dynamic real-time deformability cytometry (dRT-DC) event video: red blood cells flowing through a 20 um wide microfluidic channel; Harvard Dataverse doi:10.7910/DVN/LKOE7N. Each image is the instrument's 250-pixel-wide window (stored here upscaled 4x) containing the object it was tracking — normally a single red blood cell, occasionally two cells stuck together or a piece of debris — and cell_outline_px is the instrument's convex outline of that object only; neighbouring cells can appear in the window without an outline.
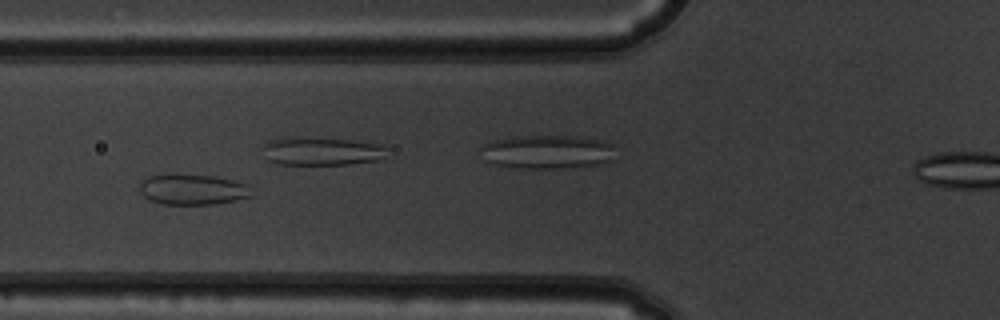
{"species": "common noctule bat (a hibernating species)", "species_latin": "Nyctalus noctula", "temperature_condition": "warm", "stored_images_in_passage": 43, "camera_frame_rate_fps": 3000, "um_per_image_px": 0.085, "animal": {"sex": "male", "body_mass_g": 19.5, "forearm_length_mm": 54.6}, "frame": {"image": 1, "passage_image": 19, "time_ms": 6.0, "image_size_px": [1000, 320], "cell_outline_px": [[252, 196], [236, 200], [212, 204], [164, 204], [152, 200], [144, 196], [140, 192], [140, 184], [148, 176], [172, 172], [176, 172], [212, 176], [236, 180], [248, 184]], "centroid_in_image_um": [16.37, 16.06], "position_along_channel_um": 109.4, "area_um2": 20.29}}
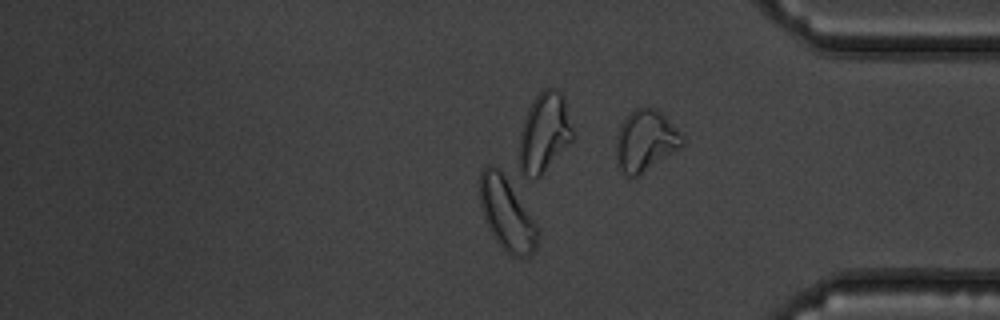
{"frame": {"image": 2, "passage_image": 43, "time_ms": 14.0, "image_size_px": [1000, 320], "cell_outline_px": [[684, 144], [680, 148], [636, 176], [624, 176], [616, 164], [616, 136], [624, 120], [636, 108], [656, 108], [684, 136]], "centroid_in_image_um": [54.85, 11.98], "position_along_channel_um": 380.3, "area_um2": 23.24}, "authors_computed_cell_mechanics": {"area_um2": 21.6172, "velocity_mm_per_s": 3.7936, "shape_relaxation_time_tau1_ms": 5.738, "shape_relaxation_time_tau2_ms": 1.2868, "deformation_change_tau1": 0.0517, "deformation_change_tau2": 0.0649}}